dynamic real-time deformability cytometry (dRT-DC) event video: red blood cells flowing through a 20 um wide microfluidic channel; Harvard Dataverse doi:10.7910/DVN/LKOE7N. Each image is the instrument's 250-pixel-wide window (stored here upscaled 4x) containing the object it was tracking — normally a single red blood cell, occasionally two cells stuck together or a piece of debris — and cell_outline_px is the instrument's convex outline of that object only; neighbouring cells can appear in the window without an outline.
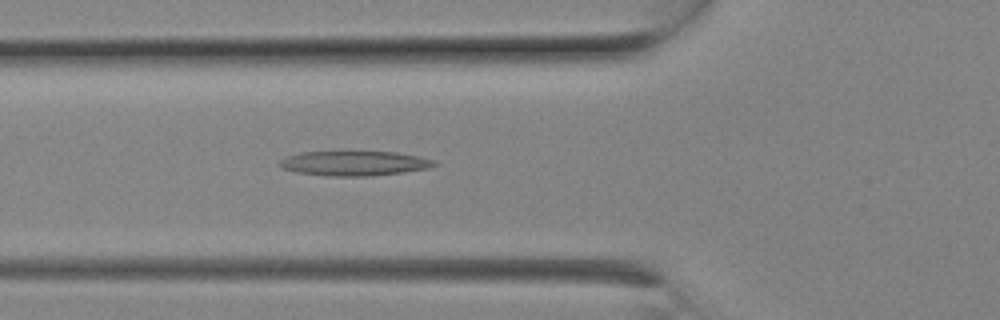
{"species": "Egyptian fruit bat (a non-hibernating species)", "species_latin": "Rousettus aegyptiacus", "temperature_condition": "room temperature", "stored_images_in_passage": 6, "camera_frame_rate_fps": 3000, "um_per_image_px": 0.085, "animal": {"sex": "female"}, "frame": {"image": 1, "passage_image": 6, "time_ms": 1.667, "image_size_px": [1000, 320], "cell_outline_px": [[440, 164], [428, 168], [404, 172], [372, 176], [328, 176], [296, 172], [280, 168], [276, 164], [280, 160], [288, 156], [300, 152], [340, 148], [396, 152], [436, 160]], "centroid_in_image_um": [30.06, 13.83], "position_along_channel_um": 95.7, "area_um2": 23.76}}